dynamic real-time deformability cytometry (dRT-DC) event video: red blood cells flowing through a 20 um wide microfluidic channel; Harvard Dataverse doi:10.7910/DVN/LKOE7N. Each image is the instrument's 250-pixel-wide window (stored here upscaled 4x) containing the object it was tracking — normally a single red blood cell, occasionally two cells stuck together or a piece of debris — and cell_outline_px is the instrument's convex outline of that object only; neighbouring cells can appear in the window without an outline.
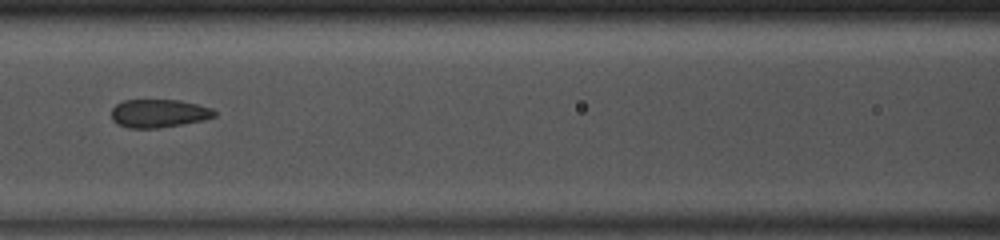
{"species": "common noctule bat (a hibernating species)", "species_latin": "Nyctalus noctula", "temperature_condition": "room temperature", "stored_images_in_passage": 34, "camera_frame_rate_fps": 3000, "um_per_image_px": 0.085, "animal": {"sex": "male", "body_mass_g": 13.0, "forearm_length_mm": 53.1}, "frame": {"image": 1, "passage_image": 20, "time_ms": 6.333, "image_size_px": [1000, 240], "cell_outline_px": [[216, 116], [204, 120], [160, 128], [128, 128], [116, 124], [112, 120], [112, 108], [116, 104], [124, 100], [180, 100], [212, 108], [216, 112]], "centroid_in_image_um": [13.49, 9.64], "position_along_channel_um": 153.1, "area_um2": 17.05}}